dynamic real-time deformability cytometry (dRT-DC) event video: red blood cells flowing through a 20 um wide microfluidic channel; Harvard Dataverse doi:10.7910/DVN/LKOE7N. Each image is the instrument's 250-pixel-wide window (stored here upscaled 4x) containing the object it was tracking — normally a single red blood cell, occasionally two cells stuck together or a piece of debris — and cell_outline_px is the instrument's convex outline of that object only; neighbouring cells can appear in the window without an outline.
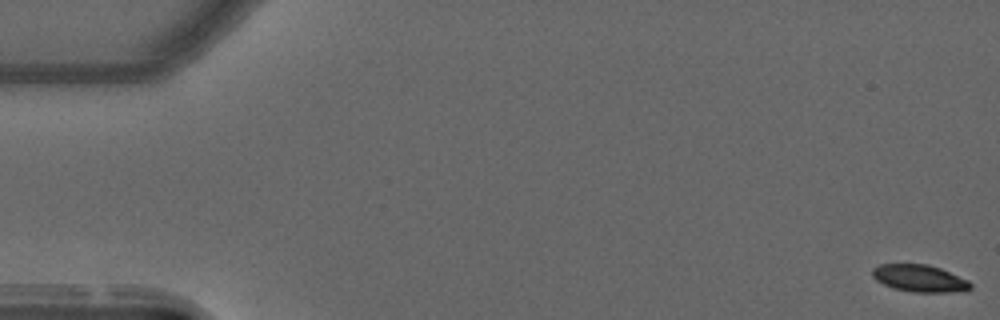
{"species": "common noctule bat (a hibernating species)", "species_latin": "Nyctalus noctula", "temperature_condition": "warm", "stored_images_in_passage": 31, "camera_frame_rate_fps": 3000, "um_per_image_px": 0.085, "animal": {"sex": "male", "forearm_length_mm": 52.5}, "frame": {"image": 1, "passage_image": 1, "time_ms": 0.0, "image_size_px": [1000, 320], "cell_outline_px": [[972, 288], [964, 292], [912, 292], [892, 288], [876, 280], [872, 276], [872, 268], [880, 264], [928, 264], [940, 268], [968, 280], [972, 284]], "centroid_in_image_um": [78.18, 23.66], "position_along_channel_um": 6.8, "area_um2": 15.66}}
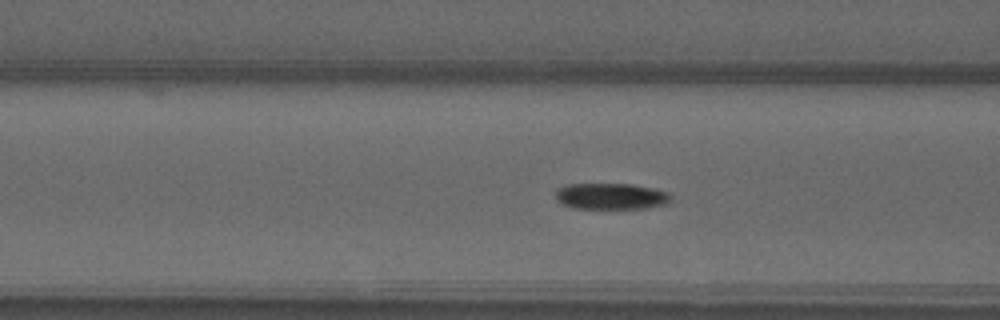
{"frame": {"image": 2, "passage_image": 22, "time_ms": 7.0, "image_size_px": [1000, 320], "cell_outline_px": [[672, 204], [648, 208], [616, 212], [600, 212], [572, 208], [560, 204], [556, 200], [556, 188], [564, 184], [632, 184], [652, 188], [668, 192], [672, 196]], "centroid_in_image_um": [51.94, 16.76], "position_along_channel_um": 114.7, "area_um2": 19.36}}
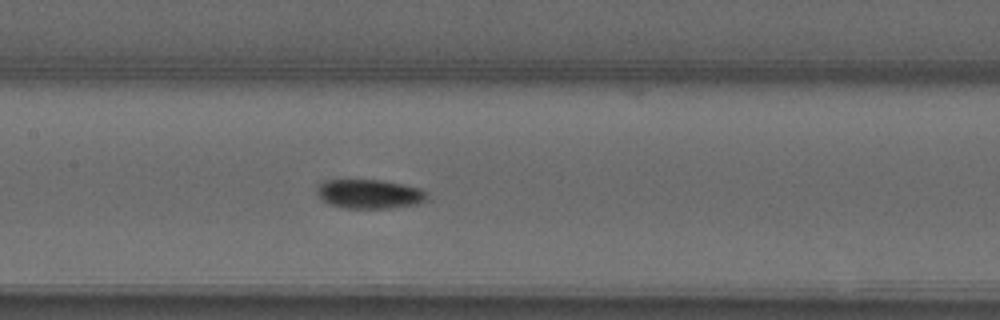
{"frame": {"image": 3, "passage_image": 27, "time_ms": 8.667, "image_size_px": [1000, 320], "cell_outline_px": [[428, 200], [424, 204], [396, 208], [340, 208], [328, 204], [320, 200], [316, 192], [316, 184], [320, 180], [336, 176], [348, 176], [384, 180], [424, 188], [428, 192]], "centroid_in_image_um": [31.34, 16.42], "position_along_channel_um": 176.1, "area_um2": 20.81}}